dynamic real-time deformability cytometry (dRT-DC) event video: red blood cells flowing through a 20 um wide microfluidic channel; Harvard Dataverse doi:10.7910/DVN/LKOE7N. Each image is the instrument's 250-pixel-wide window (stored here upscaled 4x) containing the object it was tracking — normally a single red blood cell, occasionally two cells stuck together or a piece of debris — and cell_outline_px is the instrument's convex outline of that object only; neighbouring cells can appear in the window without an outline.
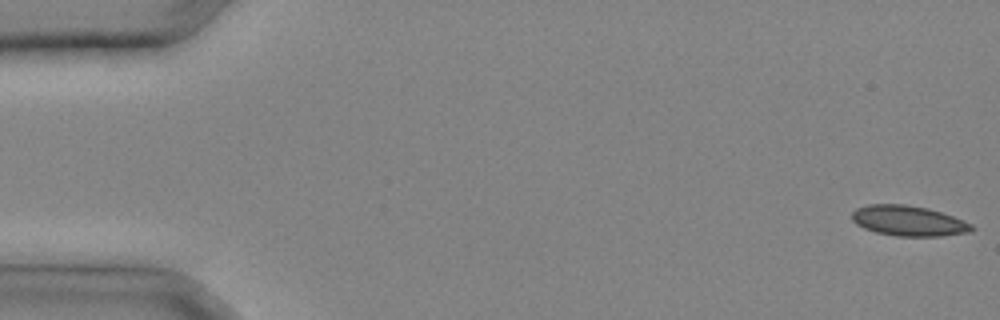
{"species": "common noctule bat (a hibernating species)", "species_latin": "Nyctalus noctula", "temperature_condition": "cold", "stored_images_in_passage": 31, "camera_frame_rate_fps": 3000, "um_per_image_px": 0.085, "animal": {"sex": "male", "body_mass_g": 20.4}, "frame": {"image": 1, "passage_image": 1, "time_ms": 0.0, "image_size_px": [1000, 320], "cell_outline_px": [[976, 228], [972, 232], [944, 236], [896, 236], [876, 232], [864, 228], [856, 224], [852, 220], [852, 212], [856, 208], [868, 204], [904, 204], [928, 208], [964, 220], [972, 224]], "centroid_in_image_um": [77.25, 18.77], "position_along_channel_um": 7.8, "area_um2": 21.33}}
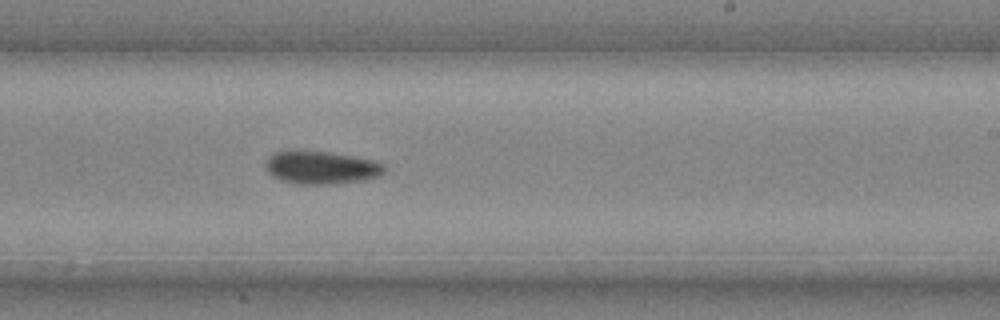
{"frame": {"image": 2, "passage_image": 20, "time_ms": 6.333, "image_size_px": [1000, 320], "cell_outline_px": [[384, 172], [380, 176], [368, 180], [328, 184], [296, 184], [280, 180], [272, 176], [268, 172], [268, 156], [272, 152], [328, 152], [376, 160], [384, 164]], "centroid_in_image_um": [27.37, 14.27], "position_along_channel_um": 261.6, "area_um2": 22.54}}
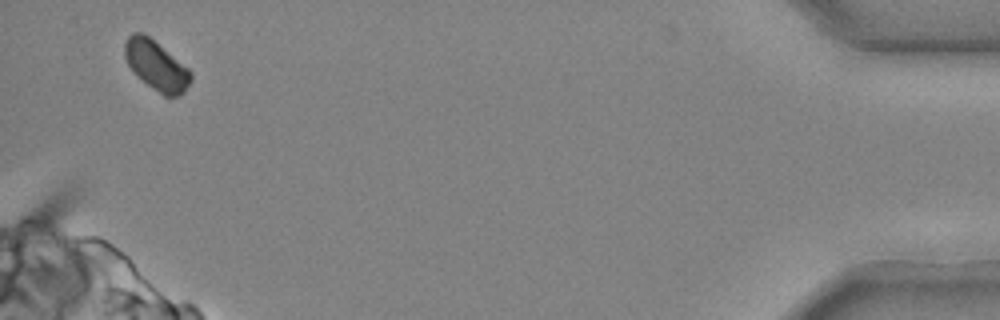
{"frame": {"image": 3, "passage_image": 31, "time_ms": 10.0, "image_size_px": [1000, 320], "cell_outline_px": [[192, 80], [184, 92], [180, 96], [164, 96], [152, 88], [128, 64], [124, 56], [124, 40], [132, 32], [144, 32], [188, 68], [192, 72]], "centroid_in_image_um": [13.29, 5.54], "position_along_channel_um": 421.9, "area_um2": 18.9}}